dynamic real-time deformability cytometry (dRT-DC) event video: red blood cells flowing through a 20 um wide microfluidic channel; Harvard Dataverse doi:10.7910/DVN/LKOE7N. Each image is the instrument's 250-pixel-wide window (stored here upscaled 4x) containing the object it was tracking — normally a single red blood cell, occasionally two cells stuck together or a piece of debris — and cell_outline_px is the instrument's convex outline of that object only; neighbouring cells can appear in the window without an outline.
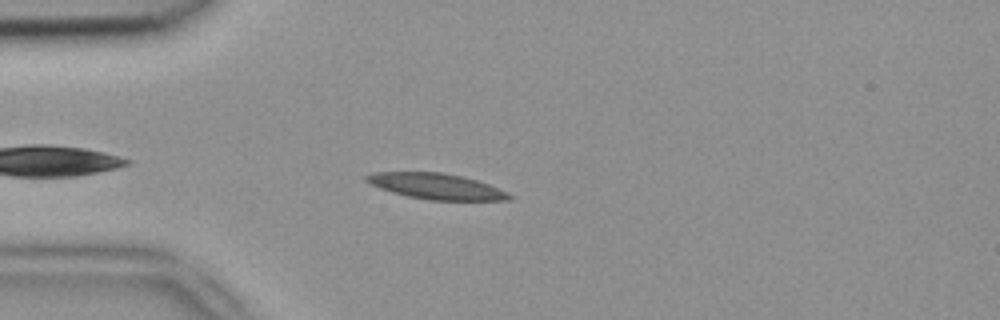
{"species": "common noctule bat (a hibernating species)", "species_latin": "Nyctalus noctula", "temperature_condition": "room temperature", "stored_images_in_passage": 34, "camera_frame_rate_fps": 3000, "um_per_image_px": 0.085, "animal": {"sex": "female", "body_mass_g": 18.4}, "frame": {"image": 1, "passage_image": 5, "time_ms": 1.333, "image_size_px": [1000, 320], "cell_outline_px": [[512, 200], [428, 200], [408, 196], [392, 192], [380, 188], [364, 180], [364, 176], [372, 172], [440, 172], [464, 176], [488, 184], [508, 192], [512, 196]], "centroid_in_image_um": [37.08, 15.83], "position_along_channel_um": 47.9, "area_um2": 21.44}}
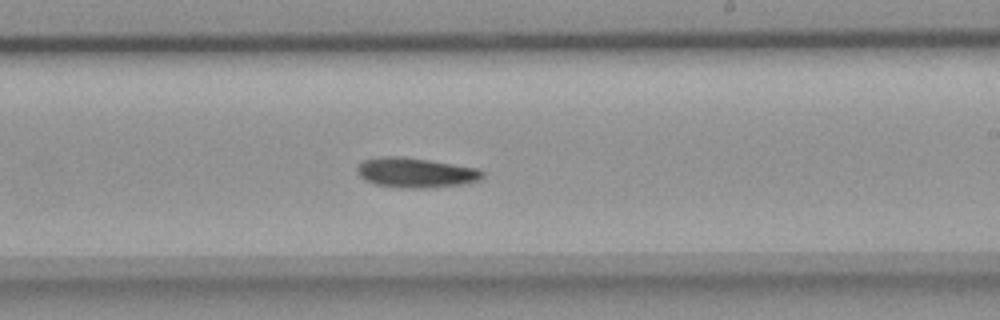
{"frame": {"image": 2, "passage_image": 22, "time_ms": 7.0, "image_size_px": [1000, 320], "cell_outline_px": [[484, 176], [480, 180], [460, 184], [424, 188], [400, 188], [376, 184], [364, 180], [356, 172], [356, 168], [364, 160], [380, 156], [400, 156], [428, 160], [480, 168], [484, 172]], "centroid_in_image_um": [35.33, 14.67], "position_along_channel_um": 253.7, "area_um2": 21.85}}
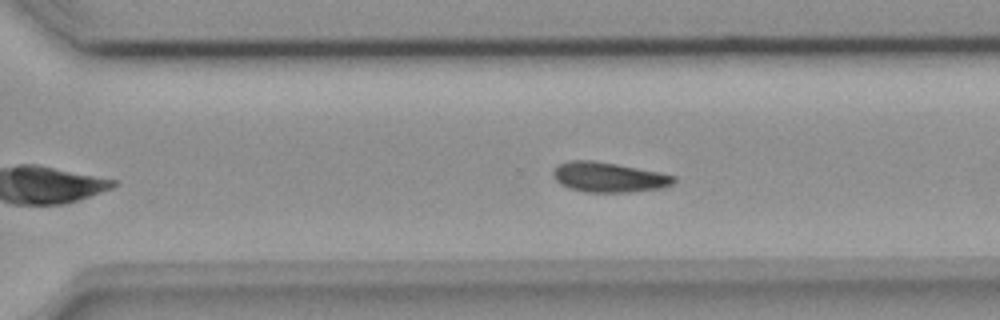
{"frame": {"image": 3, "passage_image": 27, "time_ms": 8.667, "image_size_px": [1000, 320], "cell_outline_px": [[676, 180], [672, 184], [660, 188], [628, 192], [584, 192], [568, 188], [560, 184], [552, 176], [552, 172], [556, 164], [568, 160], [592, 160], [616, 164], [660, 172], [676, 176]], "centroid_in_image_um": [51.68, 15.05], "position_along_channel_um": 318.9, "area_um2": 21.21}}